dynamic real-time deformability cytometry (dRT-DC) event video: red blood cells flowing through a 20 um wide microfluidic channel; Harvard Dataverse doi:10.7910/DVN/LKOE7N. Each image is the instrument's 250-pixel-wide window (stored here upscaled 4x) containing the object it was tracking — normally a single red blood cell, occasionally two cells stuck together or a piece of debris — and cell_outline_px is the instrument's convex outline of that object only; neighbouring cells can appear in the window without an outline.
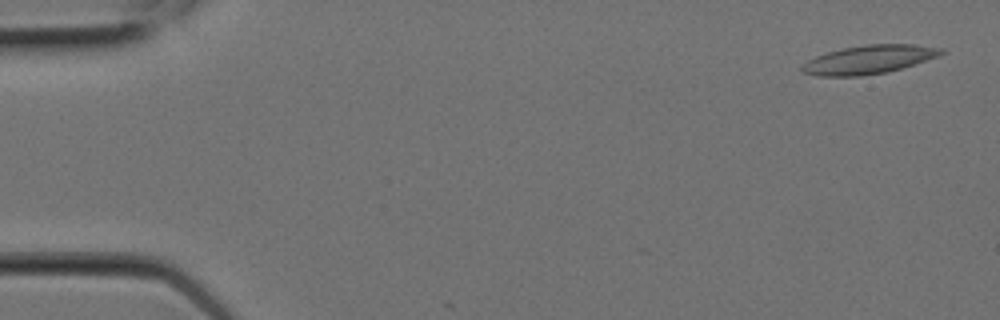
{"species": "Egyptian fruit bat (a non-hibernating species)", "species_latin": "Rousettus aegyptiacus", "temperature_condition": "room temperature", "stored_images_in_passage": 3, "camera_frame_rate_fps": 3000, "um_per_image_px": 0.085, "animal": {"sex": "female"}, "frame": {"image": 1, "passage_image": 1, "time_ms": 0.0, "image_size_px": [1000, 320], "cell_outline_px": [[932, 52], [928, 56], [920, 60], [896, 68], [880, 72], [812, 72], [820, 56], [852, 48], [884, 44], [896, 44], [920, 48]], "centroid_in_image_um": [73.97, 5.0], "position_along_channel_um": 11.0, "area_um2": 16.99}}